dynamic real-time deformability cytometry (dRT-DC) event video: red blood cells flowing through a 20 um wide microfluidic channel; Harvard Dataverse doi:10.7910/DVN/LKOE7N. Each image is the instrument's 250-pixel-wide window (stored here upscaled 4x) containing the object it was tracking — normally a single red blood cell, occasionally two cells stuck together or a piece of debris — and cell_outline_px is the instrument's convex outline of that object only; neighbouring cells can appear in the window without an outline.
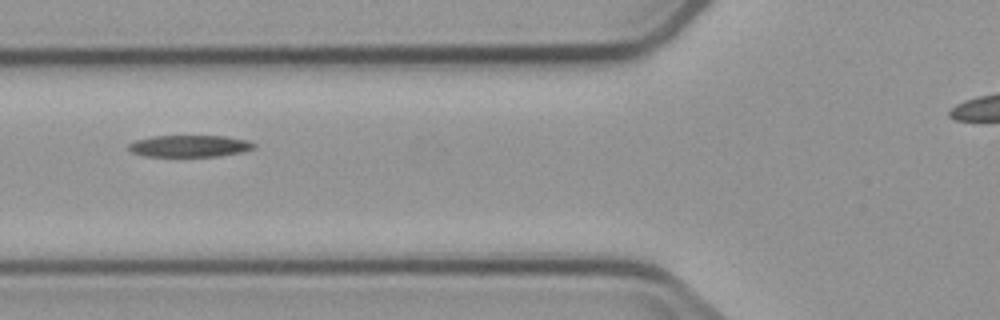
{"species": "common noctule bat (a hibernating species)", "species_latin": "Nyctalus noctula", "temperature_condition": "cold", "stored_images_in_passage": 2, "camera_frame_rate_fps": 3000, "um_per_image_px": 0.085, "animal": {"sex": "male", "body_mass_g": 23.1, "forearm_length_mm": 52.7}, "frame": {"image": 1, "passage_image": 2, "time_ms": 2.0, "image_size_px": [1000, 320], "cell_outline_px": [[256, 148], [244, 152], [220, 156], [144, 156], [132, 152], [128, 148], [128, 144], [136, 140], [152, 136], [224, 136], [248, 140], [256, 144]], "centroid_in_image_um": [16.16, 12.41], "position_along_channel_um": 109.6, "area_um2": 16.01}}